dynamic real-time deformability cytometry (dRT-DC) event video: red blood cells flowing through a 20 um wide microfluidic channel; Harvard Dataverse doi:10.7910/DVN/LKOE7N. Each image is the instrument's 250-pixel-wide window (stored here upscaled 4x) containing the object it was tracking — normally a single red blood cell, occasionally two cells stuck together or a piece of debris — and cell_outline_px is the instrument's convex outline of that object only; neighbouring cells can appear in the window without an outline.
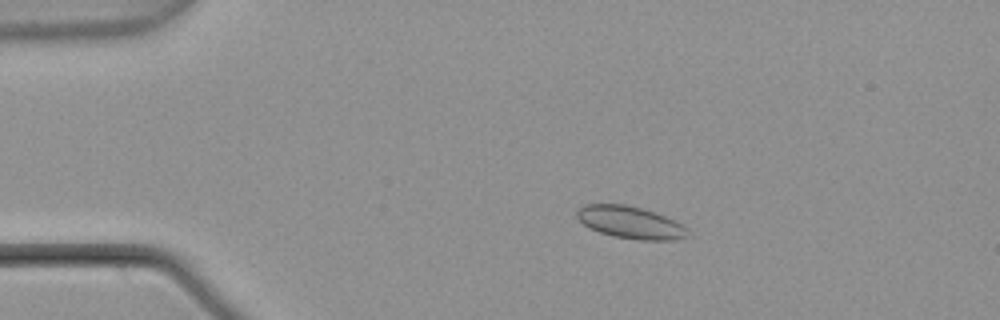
{"species": "common noctule bat (a hibernating species)", "species_latin": "Nyctalus noctula", "temperature_condition": "warm", "stored_images_in_passage": 45, "camera_frame_rate_fps": 3000, "um_per_image_px": 0.085, "animal": {"sex": "male", "body_mass_g": 21.5, "forearm_length_mm": 52.0}, "frame": {"image": 1, "passage_image": 1, "time_ms": 0.0, "image_size_px": [1000, 320], "cell_outline_px": [[688, 236], [676, 240], [640, 240], [612, 236], [588, 228], [576, 216], [576, 212], [584, 204], [628, 204], [664, 216], [688, 228]], "centroid_in_image_um": [53.56, 18.91], "position_along_channel_um": 31.4, "area_um2": 20.69}}
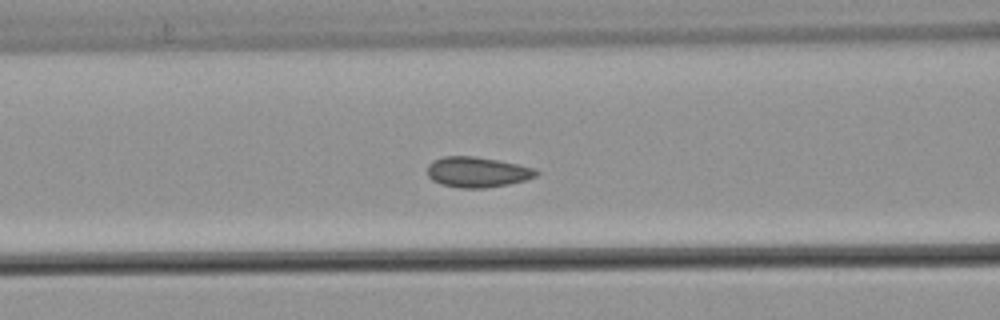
{"frame": {"image": 2, "passage_image": 13, "time_ms": 4.0, "image_size_px": [1000, 320], "cell_outline_px": [[540, 172], [536, 176], [524, 180], [508, 184], [484, 188], [460, 188], [440, 184], [432, 180], [428, 176], [428, 164], [432, 160], [444, 156], [476, 156], [536, 168]], "centroid_in_image_um": [40.55, 14.62], "position_along_channel_um": 126.1, "area_um2": 19.31}}
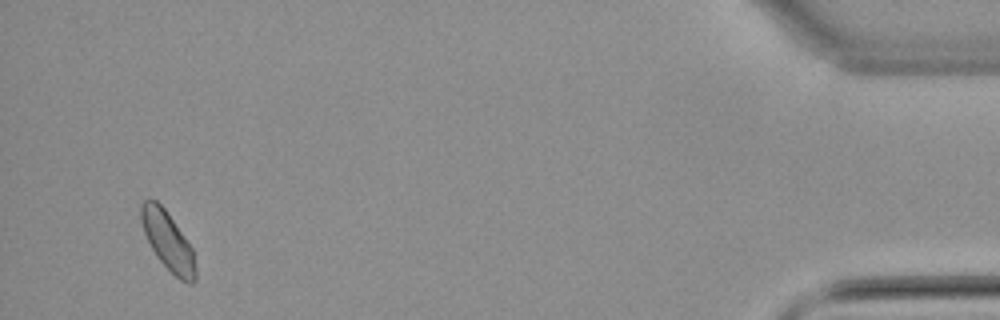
{"frame": {"image": 3, "passage_image": 43, "time_ms": 14.0, "image_size_px": [1000, 320], "cell_outline_px": [[196, 280], [192, 284], [188, 284], [180, 280], [156, 256], [144, 232], [140, 220], [140, 204], [144, 200], [156, 200], [164, 208], [192, 248], [196, 264]], "centroid_in_image_um": [14.27, 20.5], "position_along_channel_um": 420.9, "area_um2": 18.32}, "authors_computed_cell_mechanics": {"area_um2": 18.6694, "velocity_mm_per_s": 3.7367, "shape_relaxation_time_tau1_ms": null, "shape_relaxation_time_tau2_ms": 0.6432, "deformation_change_tau1": null, "deformation_change_tau2": 0.0461}}